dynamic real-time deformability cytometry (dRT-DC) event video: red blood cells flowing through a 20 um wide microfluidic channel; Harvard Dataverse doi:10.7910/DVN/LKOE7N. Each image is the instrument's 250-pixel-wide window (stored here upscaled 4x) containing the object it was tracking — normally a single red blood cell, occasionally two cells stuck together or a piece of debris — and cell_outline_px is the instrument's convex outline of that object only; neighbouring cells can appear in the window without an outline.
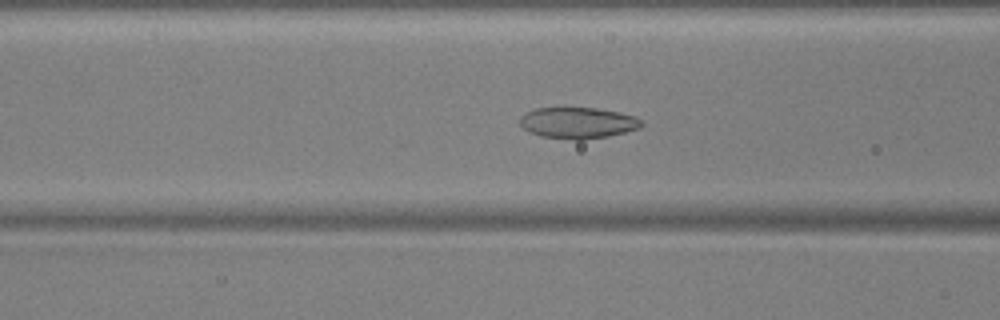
{"species": "common noctule bat (a hibernating species)", "species_latin": "Nyctalus noctula", "temperature_condition": "warm", "stored_images_in_passage": 54, "camera_frame_rate_fps": 3000, "um_per_image_px": 0.085, "animal": {"sex": "male", "body_mass_g": 17.9, "forearm_length_mm": 54.2}, "frame": {"image": 1, "passage_image": 22, "time_ms": 7.0, "image_size_px": [1000, 320], "cell_outline_px": [[644, 124], [640, 128], [608, 136], [584, 140], [576, 140], [540, 136], [528, 132], [520, 124], [520, 116], [536, 108], [596, 108], [636, 116], [644, 120]], "centroid_in_image_um": [49.14, 10.45], "position_along_channel_um": 117.5, "area_um2": 22.14}}
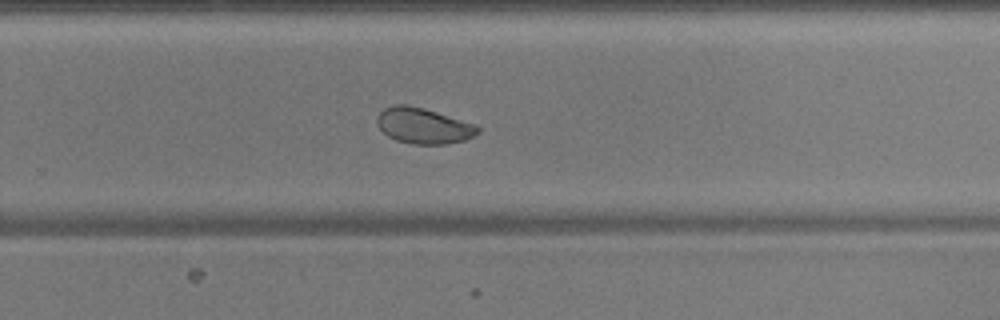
{"frame": {"image": 2, "passage_image": 36, "time_ms": 11.667, "image_size_px": [1000, 320], "cell_outline_px": [[480, 132], [464, 140], [444, 144], [412, 144], [396, 140], [388, 136], [376, 124], [376, 116], [384, 108], [392, 104], [404, 104], [424, 108], [476, 124], [480, 128]], "centroid_in_image_um": [35.97, 10.68], "position_along_channel_um": 293.8, "area_um2": 21.04}}
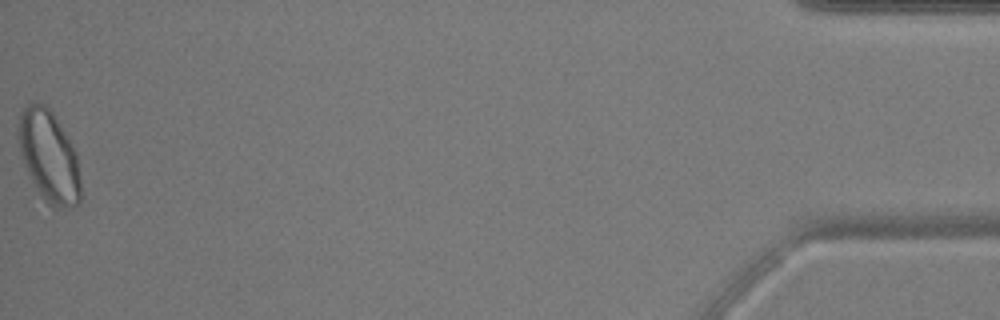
{"frame": {"image": 3, "passage_image": 54, "time_ms": 17.667, "image_size_px": [1000, 320], "cell_outline_px": [[80, 204], [64, 208], [52, 208], [44, 200], [32, 180], [24, 164], [20, 152], [16, 136], [16, 128], [20, 108], [36, 100], [44, 104], [52, 112], [76, 152], [80, 180]], "centroid_in_image_um": [4.11, 13.25], "position_along_channel_um": 431.1, "area_um2": 33.52}, "authors_computed_cell_mechanics": {"area_um2": 23.5824, "velocity_mm_per_s": 3.7814, "shape_relaxation_time_tau1_ms": 2.7573, "shape_relaxation_time_tau2_ms": 1.9791, "deformation_change_tau1": 0.1313, "deformation_change_tau2": 0.062}}